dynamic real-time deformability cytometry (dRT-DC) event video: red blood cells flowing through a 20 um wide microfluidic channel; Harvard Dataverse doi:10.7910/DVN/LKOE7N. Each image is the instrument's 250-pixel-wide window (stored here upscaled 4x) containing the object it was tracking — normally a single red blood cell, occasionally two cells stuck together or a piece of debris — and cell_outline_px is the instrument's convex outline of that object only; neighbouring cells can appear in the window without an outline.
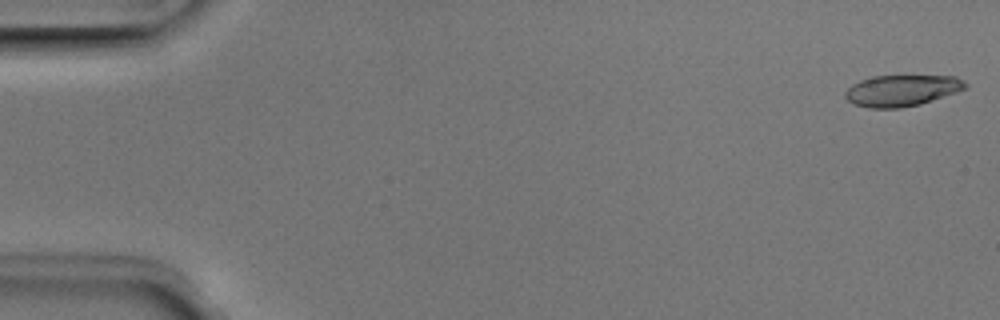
{"species": "Egyptian fruit bat (a non-hibernating species)", "species_latin": "Rousettus aegyptiacus", "temperature_condition": "room temperature", "stored_images_in_passage": 4, "camera_frame_rate_fps": 3000, "um_per_image_px": 0.085, "animal": {"sex": "male"}, "frame": {"image": 1, "passage_image": 1, "time_ms": 0.0, "image_size_px": [1000, 320], "cell_outline_px": [[968, 84], [964, 88], [956, 92], [920, 104], [900, 108], [868, 108], [856, 104], [848, 100], [844, 96], [844, 92], [852, 84], [860, 80], [872, 76], [956, 76], [964, 80]], "centroid_in_image_um": [76.63, 7.69], "position_along_channel_um": 8.4, "area_um2": 21.79}}
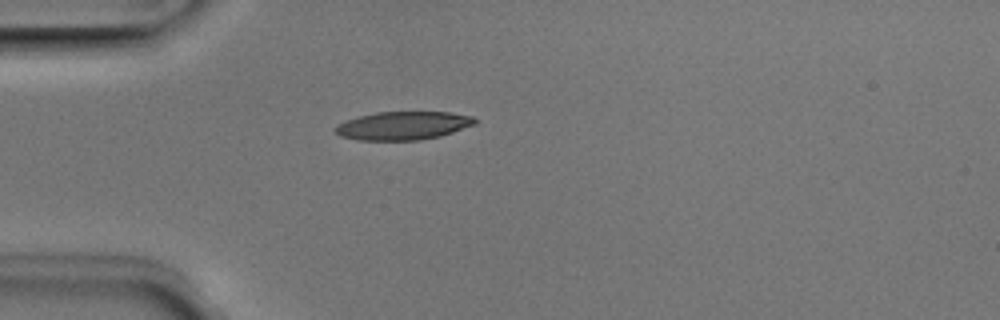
{"frame": {"image": 2, "passage_image": 4, "time_ms": 1.0, "image_size_px": [1000, 320], "cell_outline_px": [[476, 124], [440, 136], [420, 140], [360, 140], [340, 136], [332, 128], [348, 120], [360, 116], [376, 112], [448, 112], [472, 116], [476, 120]], "centroid_in_image_um": [34.27, 10.68], "position_along_channel_um": 50.7, "area_um2": 22.83}}